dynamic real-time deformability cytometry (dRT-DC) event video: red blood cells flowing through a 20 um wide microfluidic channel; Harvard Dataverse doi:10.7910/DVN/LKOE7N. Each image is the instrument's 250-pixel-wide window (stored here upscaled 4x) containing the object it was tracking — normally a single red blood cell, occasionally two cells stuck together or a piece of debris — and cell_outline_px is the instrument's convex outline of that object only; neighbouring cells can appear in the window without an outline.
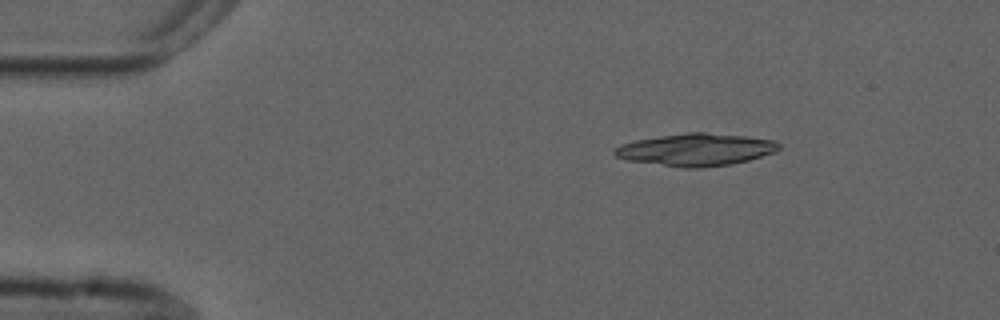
{"species": "common noctule bat (a hibernating species)", "species_latin": "Nyctalus noctula", "temperature_condition": "cold", "stored_images_in_passage": 13, "camera_frame_rate_fps": 3000, "um_per_image_px": 0.085, "animal": {"sex": "male", "forearm_length_mm": 52.5}, "frame": {"image": 1, "passage_image": 1, "time_ms": 0.0, "image_size_px": [1000, 320], "cell_outline_px": [[780, 148], [776, 152], [748, 160], [732, 164], [700, 168], [680, 168], [628, 160], [616, 156], [612, 152], [612, 148], [620, 144], [636, 140], [660, 136], [688, 132], [704, 132], [744, 136], [776, 140], [780, 144]], "centroid_in_image_um": [59.15, 12.72], "position_along_channel_um": 25.9, "area_um2": 31.15}}